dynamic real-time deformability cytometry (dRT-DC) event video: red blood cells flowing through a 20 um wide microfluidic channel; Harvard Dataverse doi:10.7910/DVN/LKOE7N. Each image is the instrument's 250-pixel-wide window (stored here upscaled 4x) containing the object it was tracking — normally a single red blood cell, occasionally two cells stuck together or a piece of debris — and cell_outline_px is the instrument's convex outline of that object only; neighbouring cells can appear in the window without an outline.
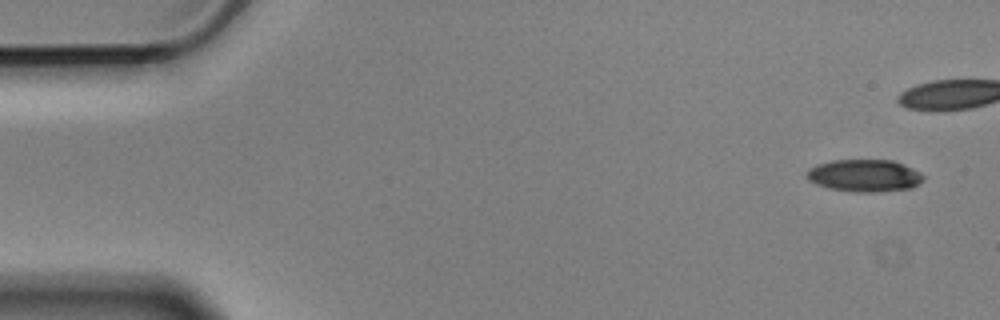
{"species": "Egyptian fruit bat (a non-hibernating species)", "species_latin": "Rousettus aegyptiacus", "temperature_condition": "cold", "stored_images_in_passage": 6, "camera_frame_rate_fps": 3000, "um_per_image_px": 0.085, "animal": {"sex": "male"}, "frame": {"image": 1, "passage_image": 1, "time_ms": 0.0, "image_size_px": [1000, 320], "cell_outline_px": [[924, 180], [912, 188], [872, 192], [860, 192], [832, 188], [816, 184], [808, 180], [804, 176], [808, 168], [816, 164], [832, 160], [892, 160], [904, 164], [920, 172], [924, 176]], "centroid_in_image_um": [73.46, 14.91], "position_along_channel_um": 11.5, "area_um2": 21.96}}
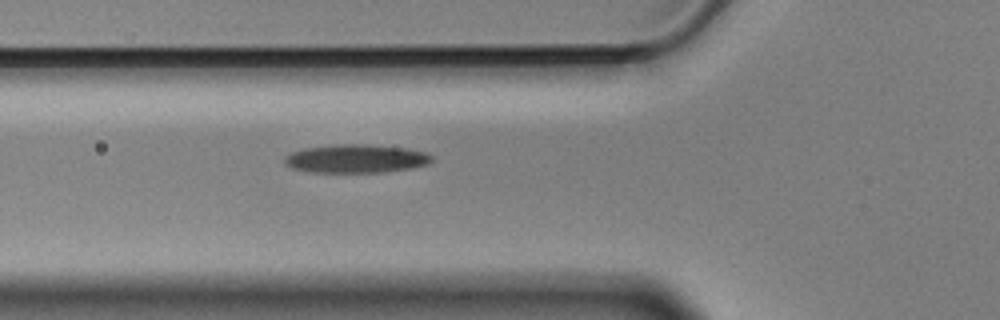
{"frame": {"image": 2, "passage_image": 6, "time_ms": 1.667, "image_size_px": [1000, 320], "cell_outline_px": [[432, 160], [428, 164], [412, 168], [384, 172], [312, 172], [292, 168], [284, 164], [284, 156], [292, 152], [304, 148], [336, 144], [364, 144], [404, 148], [428, 152], [432, 156]], "centroid_in_image_um": [30.26, 13.48], "position_along_channel_um": 95.5, "area_um2": 24.45}}